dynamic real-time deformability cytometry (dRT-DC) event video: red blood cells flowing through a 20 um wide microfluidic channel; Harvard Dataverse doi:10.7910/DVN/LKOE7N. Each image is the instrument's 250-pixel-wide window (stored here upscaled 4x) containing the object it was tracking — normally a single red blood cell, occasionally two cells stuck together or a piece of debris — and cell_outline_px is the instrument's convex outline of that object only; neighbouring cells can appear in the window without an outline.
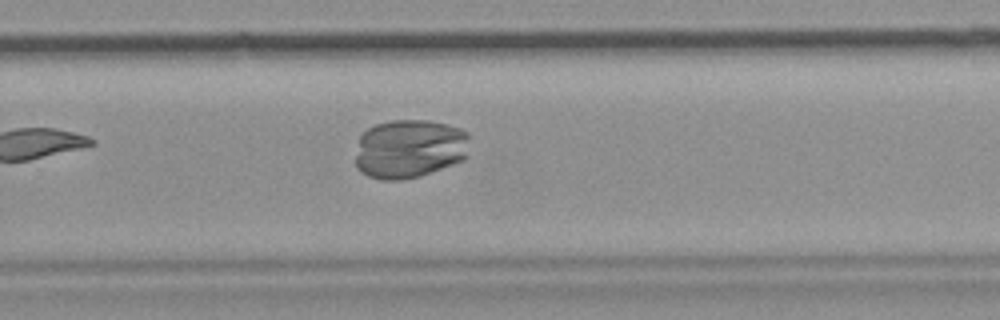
{"species": "common noctule bat (a hibernating species)", "species_latin": "Nyctalus noctula", "temperature_condition": "room temperature", "stored_images_in_passage": 10, "camera_frame_rate_fps": 3000, "um_per_image_px": 0.085, "animal": {"sex": "female", "body_mass_g": 19.9}, "frame": {"image": 1, "passage_image": 10, "time_ms": 3.0, "image_size_px": [1000, 320], "cell_outline_px": [[468, 136], [464, 160], [420, 176], [404, 180], [380, 180], [368, 176], [360, 172], [356, 168], [356, 156], [360, 136], [368, 128], [376, 124], [392, 120], [428, 120], [448, 124], [460, 128], [468, 132]], "centroid_in_image_um": [34.78, 12.65], "position_along_channel_um": 295.0, "area_um2": 39.36}}